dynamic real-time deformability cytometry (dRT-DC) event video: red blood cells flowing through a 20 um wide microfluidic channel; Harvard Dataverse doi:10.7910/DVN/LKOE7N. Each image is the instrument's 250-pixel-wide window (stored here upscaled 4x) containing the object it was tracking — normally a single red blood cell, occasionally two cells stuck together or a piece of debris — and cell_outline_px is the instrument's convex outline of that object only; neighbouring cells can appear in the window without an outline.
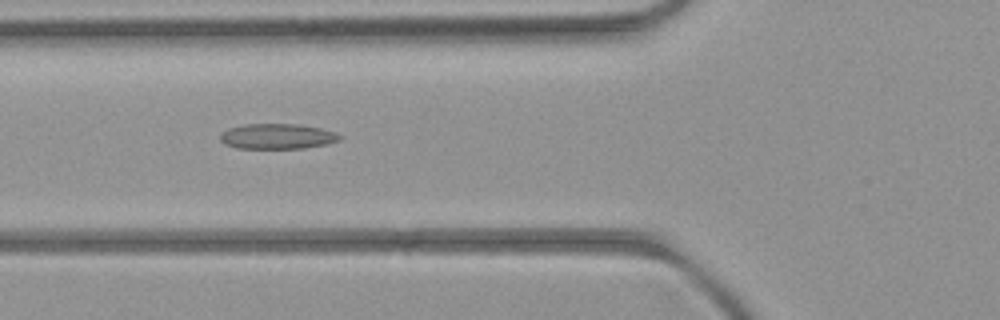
{"species": "common noctule bat (a hibernating species)", "species_latin": "Nyctalus noctula", "temperature_condition": "room temperature", "stored_images_in_passage": 6, "camera_frame_rate_fps": 3000, "um_per_image_px": 0.085, "animal": {"sex": "female", "body_mass_g": 21.9}, "frame": {"image": 1, "passage_image": 6, "time_ms": 5.667, "image_size_px": [1000, 320], "cell_outline_px": [[344, 136], [340, 140], [328, 144], [304, 148], [236, 148], [224, 144], [220, 140], [220, 132], [228, 128], [244, 124], [296, 124], [320, 128], [336, 132]], "centroid_in_image_um": [23.57, 11.59], "position_along_channel_um": 102.2, "area_um2": 17.8}}